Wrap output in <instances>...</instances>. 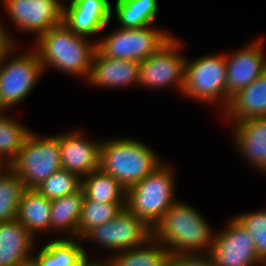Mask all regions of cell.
I'll return each instance as SVG.
<instances>
[{
  "instance_id": "1",
  "label": "cell",
  "mask_w": 266,
  "mask_h": 266,
  "mask_svg": "<svg viewBox=\"0 0 266 266\" xmlns=\"http://www.w3.org/2000/svg\"><path fill=\"white\" fill-rule=\"evenodd\" d=\"M152 235L170 254L196 255L209 254L215 233L195 207L178 199L154 226Z\"/></svg>"
},
{
  "instance_id": "2",
  "label": "cell",
  "mask_w": 266,
  "mask_h": 266,
  "mask_svg": "<svg viewBox=\"0 0 266 266\" xmlns=\"http://www.w3.org/2000/svg\"><path fill=\"white\" fill-rule=\"evenodd\" d=\"M34 50L43 69L48 67L84 79L89 78L97 42L72 32L63 22L40 35ZM47 68V69H46Z\"/></svg>"
},
{
  "instance_id": "3",
  "label": "cell",
  "mask_w": 266,
  "mask_h": 266,
  "mask_svg": "<svg viewBox=\"0 0 266 266\" xmlns=\"http://www.w3.org/2000/svg\"><path fill=\"white\" fill-rule=\"evenodd\" d=\"M158 155L139 140L116 137L102 141L99 168L113 176L127 190L164 162Z\"/></svg>"
},
{
  "instance_id": "4",
  "label": "cell",
  "mask_w": 266,
  "mask_h": 266,
  "mask_svg": "<svg viewBox=\"0 0 266 266\" xmlns=\"http://www.w3.org/2000/svg\"><path fill=\"white\" fill-rule=\"evenodd\" d=\"M165 161L141 182L127 189L126 208L151 229L163 218L175 196V173Z\"/></svg>"
},
{
  "instance_id": "5",
  "label": "cell",
  "mask_w": 266,
  "mask_h": 266,
  "mask_svg": "<svg viewBox=\"0 0 266 266\" xmlns=\"http://www.w3.org/2000/svg\"><path fill=\"white\" fill-rule=\"evenodd\" d=\"M17 46L9 45L0 56V107L3 111L14 108L28 97L45 73L33 48L16 53Z\"/></svg>"
},
{
  "instance_id": "6",
  "label": "cell",
  "mask_w": 266,
  "mask_h": 266,
  "mask_svg": "<svg viewBox=\"0 0 266 266\" xmlns=\"http://www.w3.org/2000/svg\"><path fill=\"white\" fill-rule=\"evenodd\" d=\"M226 55H204L186 60L182 95L200 103L218 104L222 112L226 101Z\"/></svg>"
},
{
  "instance_id": "7",
  "label": "cell",
  "mask_w": 266,
  "mask_h": 266,
  "mask_svg": "<svg viewBox=\"0 0 266 266\" xmlns=\"http://www.w3.org/2000/svg\"><path fill=\"white\" fill-rule=\"evenodd\" d=\"M61 168L60 134L43 137L34 130L11 163L26 188L38 187Z\"/></svg>"
},
{
  "instance_id": "8",
  "label": "cell",
  "mask_w": 266,
  "mask_h": 266,
  "mask_svg": "<svg viewBox=\"0 0 266 266\" xmlns=\"http://www.w3.org/2000/svg\"><path fill=\"white\" fill-rule=\"evenodd\" d=\"M173 37L167 30L152 25L141 28H116L98 37L97 49L106 57L141 62L156 53Z\"/></svg>"
},
{
  "instance_id": "9",
  "label": "cell",
  "mask_w": 266,
  "mask_h": 266,
  "mask_svg": "<svg viewBox=\"0 0 266 266\" xmlns=\"http://www.w3.org/2000/svg\"><path fill=\"white\" fill-rule=\"evenodd\" d=\"M182 46L178 37L173 36L156 53L141 61L138 85L154 90L175 86L176 91L182 95L187 60L180 53Z\"/></svg>"
},
{
  "instance_id": "10",
  "label": "cell",
  "mask_w": 266,
  "mask_h": 266,
  "mask_svg": "<svg viewBox=\"0 0 266 266\" xmlns=\"http://www.w3.org/2000/svg\"><path fill=\"white\" fill-rule=\"evenodd\" d=\"M152 236V229L126 207L119 211L112 220L89 230L82 238L93 241L110 253L136 248Z\"/></svg>"
},
{
  "instance_id": "11",
  "label": "cell",
  "mask_w": 266,
  "mask_h": 266,
  "mask_svg": "<svg viewBox=\"0 0 266 266\" xmlns=\"http://www.w3.org/2000/svg\"><path fill=\"white\" fill-rule=\"evenodd\" d=\"M63 0H1L13 25L37 39L63 22ZM33 32V33H32Z\"/></svg>"
},
{
  "instance_id": "12",
  "label": "cell",
  "mask_w": 266,
  "mask_h": 266,
  "mask_svg": "<svg viewBox=\"0 0 266 266\" xmlns=\"http://www.w3.org/2000/svg\"><path fill=\"white\" fill-rule=\"evenodd\" d=\"M223 230L215 231L209 255L216 266H259L254 241L250 233L234 218Z\"/></svg>"
},
{
  "instance_id": "13",
  "label": "cell",
  "mask_w": 266,
  "mask_h": 266,
  "mask_svg": "<svg viewBox=\"0 0 266 266\" xmlns=\"http://www.w3.org/2000/svg\"><path fill=\"white\" fill-rule=\"evenodd\" d=\"M262 38L256 39L232 54L226 55V101L247 87L266 70Z\"/></svg>"
},
{
  "instance_id": "14",
  "label": "cell",
  "mask_w": 266,
  "mask_h": 266,
  "mask_svg": "<svg viewBox=\"0 0 266 266\" xmlns=\"http://www.w3.org/2000/svg\"><path fill=\"white\" fill-rule=\"evenodd\" d=\"M79 130L60 134L61 165L63 169L83 178L99 169L102 141L87 139Z\"/></svg>"
},
{
  "instance_id": "15",
  "label": "cell",
  "mask_w": 266,
  "mask_h": 266,
  "mask_svg": "<svg viewBox=\"0 0 266 266\" xmlns=\"http://www.w3.org/2000/svg\"><path fill=\"white\" fill-rule=\"evenodd\" d=\"M140 62L108 58L96 49L86 83L96 88L138 87Z\"/></svg>"
},
{
  "instance_id": "16",
  "label": "cell",
  "mask_w": 266,
  "mask_h": 266,
  "mask_svg": "<svg viewBox=\"0 0 266 266\" xmlns=\"http://www.w3.org/2000/svg\"><path fill=\"white\" fill-rule=\"evenodd\" d=\"M238 153L259 172L266 174V117L249 118L232 124Z\"/></svg>"
},
{
  "instance_id": "17",
  "label": "cell",
  "mask_w": 266,
  "mask_h": 266,
  "mask_svg": "<svg viewBox=\"0 0 266 266\" xmlns=\"http://www.w3.org/2000/svg\"><path fill=\"white\" fill-rule=\"evenodd\" d=\"M35 241L16 219L0 223V266H21L32 261Z\"/></svg>"
},
{
  "instance_id": "18",
  "label": "cell",
  "mask_w": 266,
  "mask_h": 266,
  "mask_svg": "<svg viewBox=\"0 0 266 266\" xmlns=\"http://www.w3.org/2000/svg\"><path fill=\"white\" fill-rule=\"evenodd\" d=\"M222 116L232 124L249 118L266 117V70L230 98Z\"/></svg>"
},
{
  "instance_id": "19",
  "label": "cell",
  "mask_w": 266,
  "mask_h": 266,
  "mask_svg": "<svg viewBox=\"0 0 266 266\" xmlns=\"http://www.w3.org/2000/svg\"><path fill=\"white\" fill-rule=\"evenodd\" d=\"M81 242L80 238L50 239L37 252L33 250L32 261L36 266H83L89 254Z\"/></svg>"
},
{
  "instance_id": "20",
  "label": "cell",
  "mask_w": 266,
  "mask_h": 266,
  "mask_svg": "<svg viewBox=\"0 0 266 266\" xmlns=\"http://www.w3.org/2000/svg\"><path fill=\"white\" fill-rule=\"evenodd\" d=\"M83 200L82 188L72 194L52 200L50 232L59 233L57 238H78V223Z\"/></svg>"
},
{
  "instance_id": "21",
  "label": "cell",
  "mask_w": 266,
  "mask_h": 266,
  "mask_svg": "<svg viewBox=\"0 0 266 266\" xmlns=\"http://www.w3.org/2000/svg\"><path fill=\"white\" fill-rule=\"evenodd\" d=\"M51 202L35 188H26L22 195L16 220L36 239L37 233L50 231Z\"/></svg>"
},
{
  "instance_id": "22",
  "label": "cell",
  "mask_w": 266,
  "mask_h": 266,
  "mask_svg": "<svg viewBox=\"0 0 266 266\" xmlns=\"http://www.w3.org/2000/svg\"><path fill=\"white\" fill-rule=\"evenodd\" d=\"M167 248L153 235L136 248L107 256L111 266H166Z\"/></svg>"
},
{
  "instance_id": "23",
  "label": "cell",
  "mask_w": 266,
  "mask_h": 266,
  "mask_svg": "<svg viewBox=\"0 0 266 266\" xmlns=\"http://www.w3.org/2000/svg\"><path fill=\"white\" fill-rule=\"evenodd\" d=\"M81 188L84 199L100 203H126V188L100 168L82 178Z\"/></svg>"
},
{
  "instance_id": "24",
  "label": "cell",
  "mask_w": 266,
  "mask_h": 266,
  "mask_svg": "<svg viewBox=\"0 0 266 266\" xmlns=\"http://www.w3.org/2000/svg\"><path fill=\"white\" fill-rule=\"evenodd\" d=\"M112 8L119 28L132 29L153 25L158 15L157 0H116Z\"/></svg>"
},
{
  "instance_id": "25",
  "label": "cell",
  "mask_w": 266,
  "mask_h": 266,
  "mask_svg": "<svg viewBox=\"0 0 266 266\" xmlns=\"http://www.w3.org/2000/svg\"><path fill=\"white\" fill-rule=\"evenodd\" d=\"M31 132L15 117L0 112V155L11 164Z\"/></svg>"
},
{
  "instance_id": "26",
  "label": "cell",
  "mask_w": 266,
  "mask_h": 266,
  "mask_svg": "<svg viewBox=\"0 0 266 266\" xmlns=\"http://www.w3.org/2000/svg\"><path fill=\"white\" fill-rule=\"evenodd\" d=\"M25 190L24 182L12 169L0 176V223L16 219Z\"/></svg>"
},
{
  "instance_id": "27",
  "label": "cell",
  "mask_w": 266,
  "mask_h": 266,
  "mask_svg": "<svg viewBox=\"0 0 266 266\" xmlns=\"http://www.w3.org/2000/svg\"><path fill=\"white\" fill-rule=\"evenodd\" d=\"M126 207V203H100L84 199L78 223V238H82L89 230L114 218Z\"/></svg>"
},
{
  "instance_id": "28",
  "label": "cell",
  "mask_w": 266,
  "mask_h": 266,
  "mask_svg": "<svg viewBox=\"0 0 266 266\" xmlns=\"http://www.w3.org/2000/svg\"><path fill=\"white\" fill-rule=\"evenodd\" d=\"M114 14L63 12V23L75 34L90 37L106 29Z\"/></svg>"
},
{
  "instance_id": "29",
  "label": "cell",
  "mask_w": 266,
  "mask_h": 266,
  "mask_svg": "<svg viewBox=\"0 0 266 266\" xmlns=\"http://www.w3.org/2000/svg\"><path fill=\"white\" fill-rule=\"evenodd\" d=\"M81 181L82 178L76 173L61 168L35 189L47 199L54 200L78 191L81 188Z\"/></svg>"
},
{
  "instance_id": "30",
  "label": "cell",
  "mask_w": 266,
  "mask_h": 266,
  "mask_svg": "<svg viewBox=\"0 0 266 266\" xmlns=\"http://www.w3.org/2000/svg\"><path fill=\"white\" fill-rule=\"evenodd\" d=\"M252 236L259 261L266 264V209L233 216Z\"/></svg>"
},
{
  "instance_id": "31",
  "label": "cell",
  "mask_w": 266,
  "mask_h": 266,
  "mask_svg": "<svg viewBox=\"0 0 266 266\" xmlns=\"http://www.w3.org/2000/svg\"><path fill=\"white\" fill-rule=\"evenodd\" d=\"M63 2V12H88L93 14H113L109 0H69Z\"/></svg>"
},
{
  "instance_id": "32",
  "label": "cell",
  "mask_w": 266,
  "mask_h": 266,
  "mask_svg": "<svg viewBox=\"0 0 266 266\" xmlns=\"http://www.w3.org/2000/svg\"><path fill=\"white\" fill-rule=\"evenodd\" d=\"M166 266H216L209 254L173 255L169 254Z\"/></svg>"
},
{
  "instance_id": "33",
  "label": "cell",
  "mask_w": 266,
  "mask_h": 266,
  "mask_svg": "<svg viewBox=\"0 0 266 266\" xmlns=\"http://www.w3.org/2000/svg\"><path fill=\"white\" fill-rule=\"evenodd\" d=\"M0 21V55L9 45H17L15 37L8 32V28Z\"/></svg>"
},
{
  "instance_id": "34",
  "label": "cell",
  "mask_w": 266,
  "mask_h": 266,
  "mask_svg": "<svg viewBox=\"0 0 266 266\" xmlns=\"http://www.w3.org/2000/svg\"><path fill=\"white\" fill-rule=\"evenodd\" d=\"M104 259L99 258V260L95 259L92 261L90 258L83 264V266H111L107 258L103 257Z\"/></svg>"
},
{
  "instance_id": "35",
  "label": "cell",
  "mask_w": 266,
  "mask_h": 266,
  "mask_svg": "<svg viewBox=\"0 0 266 266\" xmlns=\"http://www.w3.org/2000/svg\"><path fill=\"white\" fill-rule=\"evenodd\" d=\"M9 169H11V164L0 155V176H3Z\"/></svg>"
},
{
  "instance_id": "36",
  "label": "cell",
  "mask_w": 266,
  "mask_h": 266,
  "mask_svg": "<svg viewBox=\"0 0 266 266\" xmlns=\"http://www.w3.org/2000/svg\"><path fill=\"white\" fill-rule=\"evenodd\" d=\"M21 266H36V265L33 263V261H30V262L23 264Z\"/></svg>"
}]
</instances>
